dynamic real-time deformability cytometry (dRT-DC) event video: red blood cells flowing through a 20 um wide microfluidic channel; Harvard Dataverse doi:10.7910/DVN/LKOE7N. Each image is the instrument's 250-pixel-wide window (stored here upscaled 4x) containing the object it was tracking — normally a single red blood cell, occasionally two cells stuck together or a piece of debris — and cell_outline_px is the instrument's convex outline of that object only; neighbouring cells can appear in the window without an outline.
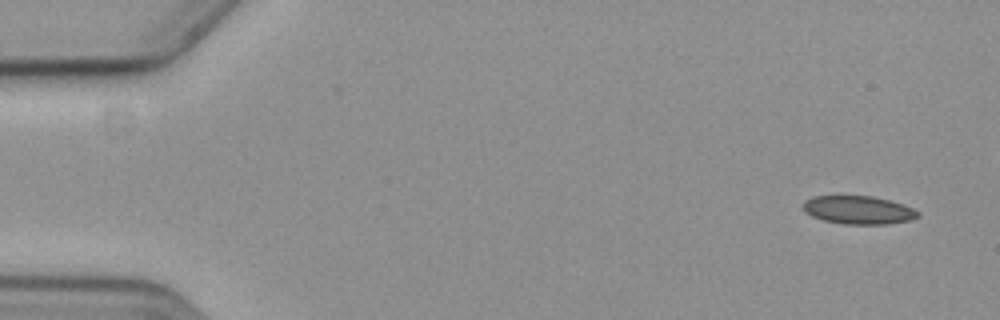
{"species": "common noctule bat (a hibernating species)", "species_latin": "Nyctalus noctula", "temperature_condition": "cold", "stored_images_in_passage": 51, "camera_frame_rate_fps": 3000, "um_per_image_px": 0.085, "animal": {"sex": "female", "body_mass_g": 19.3, "forearm_length_mm": 54.1}, "frame": {"image": 1, "passage_image": 1, "time_ms": 0.0, "image_size_px": [1000, 320], "cell_outline_px": [[920, 216], [908, 220], [888, 224], [844, 224], [824, 220], [812, 216], [804, 212], [804, 200], [816, 196], [872, 196], [888, 200], [912, 208], [920, 212]], "centroid_in_image_um": [72.95, 17.85], "position_along_channel_um": 12.0, "area_um2": 18.67}}
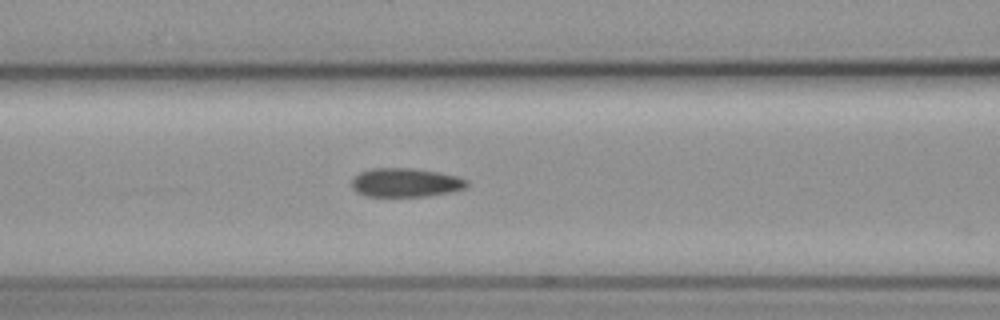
{"frame": {"image": 2, "passage_image": 22, "time_ms": 7.0, "image_size_px": [1000, 320], "cell_outline_px": [[468, 184], [464, 188], [448, 192], [428, 196], [368, 196], [356, 192], [352, 188], [352, 180], [360, 172], [372, 168], [412, 168], [440, 172], [460, 176], [468, 180]], "centroid_in_image_um": [34.49, 15.51], "position_along_channel_um": 132.1, "area_um2": 19.36}}
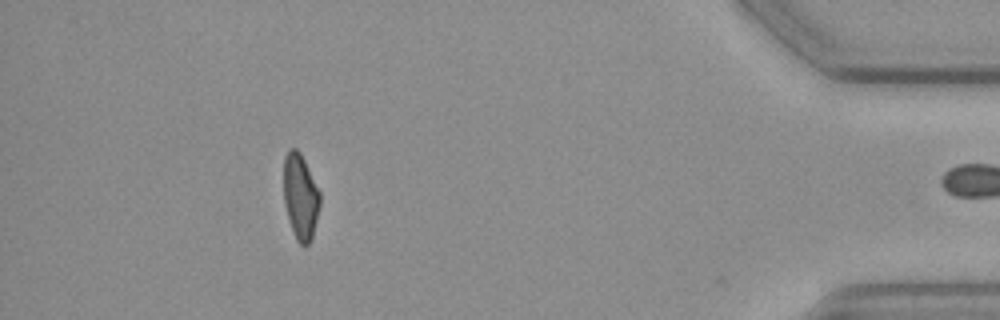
{"frame": {"image": 3, "passage_image": 50, "time_ms": 16.333, "image_size_px": [1000, 320], "cell_outline_px": [[320, 204], [312, 240], [304, 248], [296, 240], [284, 204], [284, 156], [288, 148], [296, 148], [300, 152], [320, 192]], "centroid_in_image_um": [25.54, 16.72], "position_along_channel_um": 409.7, "area_um2": 18.15}, "authors_computed_cell_mechanics": {"area_um2": 19.652, "velocity_mm_per_s": 3.6111, "shape_relaxation_time_tau1_ms": 8.5647, "shape_relaxation_time_tau2_ms": null, "deformation_change_tau1": 0.1301, "deformation_change_tau2": null}}